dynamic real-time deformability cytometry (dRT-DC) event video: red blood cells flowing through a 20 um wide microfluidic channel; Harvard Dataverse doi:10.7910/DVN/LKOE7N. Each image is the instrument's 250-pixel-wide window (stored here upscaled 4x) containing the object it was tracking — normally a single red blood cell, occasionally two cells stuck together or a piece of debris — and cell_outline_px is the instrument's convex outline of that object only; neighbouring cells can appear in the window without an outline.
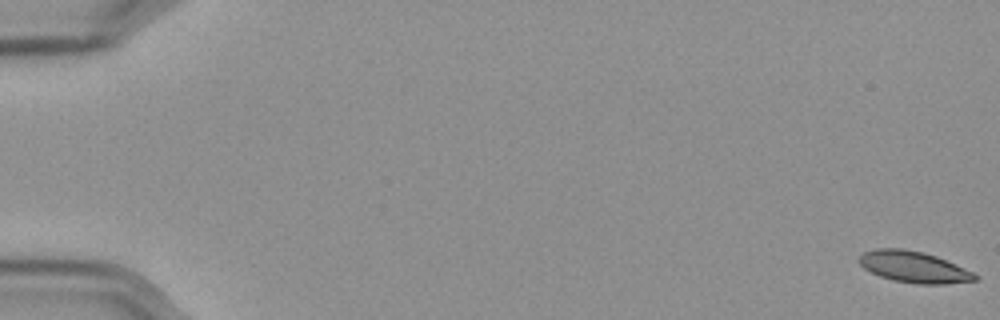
{"species": "Egyptian fruit bat (a non-hibernating species)", "species_latin": "Rousettus aegyptiacus", "temperature_condition": "cold", "stored_images_in_passage": 59, "segment_of_instrument_passage": [1, 2], "camera_frame_rate_fps": 3000, "um_per_image_px": 0.085, "frame": {"image": 1, "passage_image": 1, "time_ms": 0.0, "image_size_px": [1000, 320], "cell_outline_px": [[980, 276], [976, 280], [944, 284], [916, 284], [892, 280], [880, 276], [864, 268], [860, 264], [860, 256], [864, 252], [876, 248], [904, 248], [924, 252], [936, 256], [964, 268]], "centroid_in_image_um": [77.68, 22.69], "position_along_channel_um": 7.3, "area_um2": 21.04}}
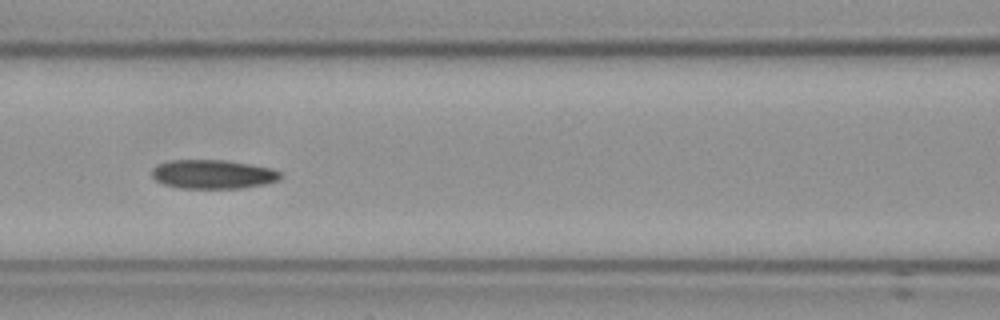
{"frame": {"image": 2, "passage_image": 27, "time_ms": 8.667, "image_size_px": [1000, 320], "cell_outline_px": [[280, 176], [276, 180], [264, 184], [240, 188], [180, 188], [164, 184], [156, 180], [152, 176], [152, 168], [156, 164], [172, 160], [224, 160], [272, 168], [280, 172]], "centroid_in_image_um": [18.05, 14.8], "position_along_channel_um": 148.6, "area_um2": 21.5}}
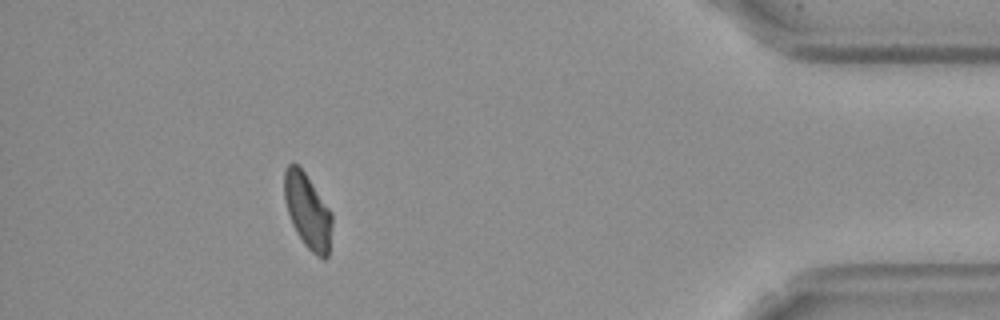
{"frame": {"image": 3, "passage_image": 53, "time_ms": 17.333, "image_size_px": [1000, 320], "cell_outline_px": [[332, 224], [328, 256], [324, 260], [316, 256], [304, 244], [296, 232], [292, 224], [284, 200], [284, 172], [288, 164], [296, 164], [304, 172], [332, 212]], "centroid_in_image_um": [26.15, 17.97], "position_along_channel_um": 409.1, "area_um2": 20.69}}